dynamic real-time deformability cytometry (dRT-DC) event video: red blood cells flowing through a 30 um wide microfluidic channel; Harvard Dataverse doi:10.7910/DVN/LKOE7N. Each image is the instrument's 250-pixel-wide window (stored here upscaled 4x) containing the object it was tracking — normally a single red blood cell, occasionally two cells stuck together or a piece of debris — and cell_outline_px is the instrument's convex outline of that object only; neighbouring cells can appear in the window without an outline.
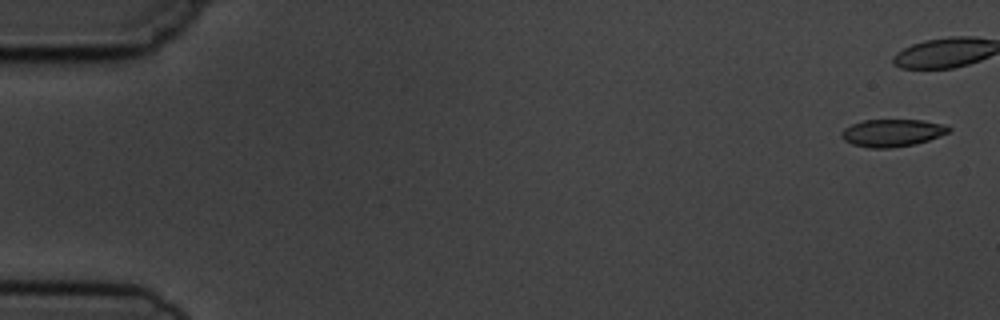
{"species": "common noctule bat (a hibernating species)", "species_latin": "Nyctalus noctula", "temperature_condition": "cold", "stored_images_in_passage": 6, "camera_frame_rate_fps": 3000, "um_per_image_px": 0.085, "animal": {"sex": "male", "body_mass_g": 19.5, "forearm_length_mm": 54.6}, "frame": {"image": 1, "passage_image": 1, "time_ms": 0.0, "image_size_px": [1000, 320], "cell_outline_px": [[952, 128], [948, 132], [928, 140], [916, 144], [888, 148], [872, 148], [852, 144], [844, 140], [840, 136], [840, 132], [844, 128], [852, 124], [864, 120], [924, 120], [944, 124]], "centroid_in_image_um": [75.82, 11.29], "position_along_channel_um": 9.2, "area_um2": 17.11}}
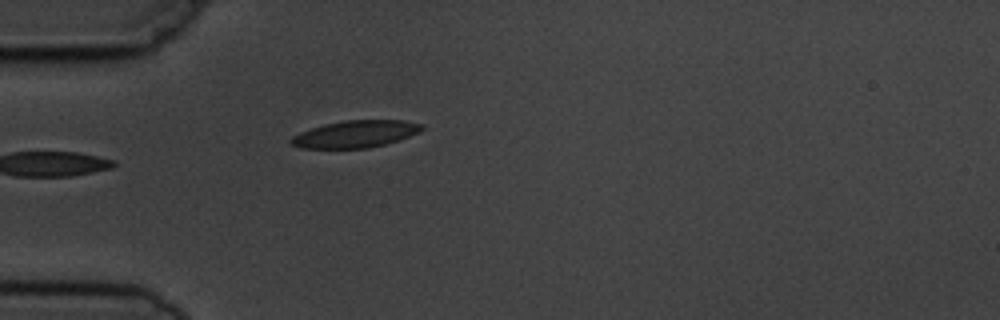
{"frame": {"image": 2, "passage_image": 6, "time_ms": 5.667, "image_size_px": [1000, 320], "cell_outline_px": [[424, 128], [420, 132], [384, 144], [368, 148], [300, 148], [288, 144], [288, 140], [292, 136], [300, 132], [324, 124], [344, 120], [404, 120], [424, 124]], "centroid_in_image_um": [30.17, 11.39], "position_along_channel_um": 54.8, "area_um2": 20.69}}